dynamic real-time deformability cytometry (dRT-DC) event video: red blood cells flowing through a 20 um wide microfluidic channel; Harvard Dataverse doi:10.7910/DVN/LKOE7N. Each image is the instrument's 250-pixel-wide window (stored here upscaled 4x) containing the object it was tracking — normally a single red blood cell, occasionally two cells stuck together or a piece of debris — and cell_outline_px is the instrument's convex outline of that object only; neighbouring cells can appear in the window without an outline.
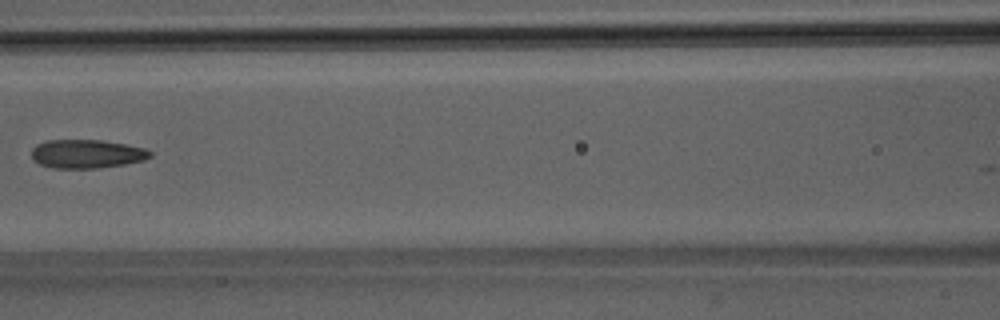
{"species": "Egyptian fruit bat (a non-hibernating species)", "species_latin": "Rousettus aegyptiacus", "temperature_condition": "room temperature", "stored_images_in_passage": 5, "camera_frame_rate_fps": 3000, "um_per_image_px": 0.085, "animal": {"sex": "male"}, "frame": {"image": 1, "passage_image": 4, "time_ms": 3.667, "image_size_px": [1000, 320], "cell_outline_px": [[152, 156], [144, 160], [124, 164], [96, 168], [52, 168], [40, 164], [32, 160], [32, 148], [36, 144], [44, 140], [100, 140], [124, 144], [144, 148], [152, 152]], "centroid_in_image_um": [7.33, 13.08], "position_along_channel_um": 159.3, "area_um2": 19.83}}